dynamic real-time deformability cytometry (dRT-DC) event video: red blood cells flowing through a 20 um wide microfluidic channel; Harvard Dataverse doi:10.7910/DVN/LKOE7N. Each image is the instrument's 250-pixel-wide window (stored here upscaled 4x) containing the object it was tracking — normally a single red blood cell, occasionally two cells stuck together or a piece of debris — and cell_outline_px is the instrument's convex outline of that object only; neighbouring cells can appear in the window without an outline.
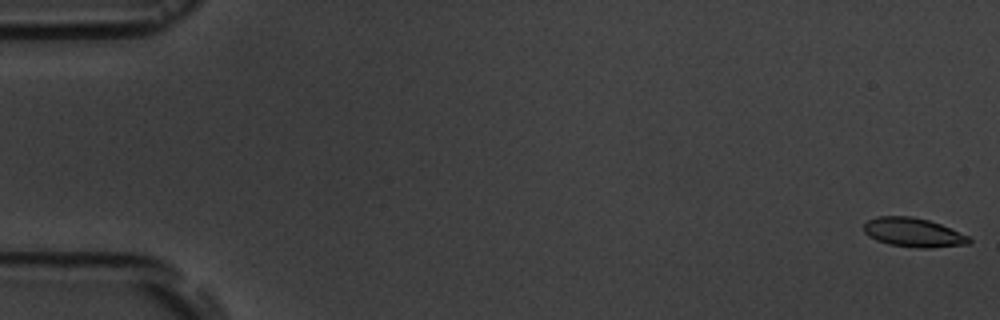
{"species": "common noctule bat (a hibernating species)", "species_latin": "Nyctalus noctula", "temperature_condition": "room temperature", "stored_images_in_passage": 16, "camera_frame_rate_fps": 3000, "um_per_image_px": 0.085, "animal": {"sex": "male", "body_mass_g": 19.5, "forearm_length_mm": 54.6}, "frame": {"image": 1, "passage_image": 1, "time_ms": 0.0, "image_size_px": [1000, 320], "cell_outline_px": [[972, 240], [968, 244], [928, 248], [920, 248], [888, 244], [876, 240], [868, 236], [864, 232], [864, 224], [868, 220], [876, 216], [912, 216], [928, 220], [940, 224], [968, 236]], "centroid_in_image_um": [77.6, 19.76], "position_along_channel_um": 7.4, "area_um2": 17.74}}
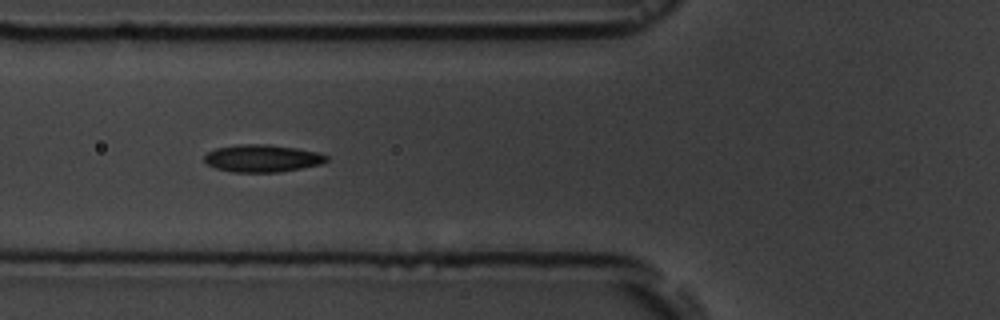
{"frame": {"image": 2, "passage_image": 7, "time_ms": 6.667, "image_size_px": [1000, 320], "cell_outline_px": [[328, 160], [320, 164], [280, 172], [232, 172], [216, 168], [208, 164], [204, 160], [204, 156], [208, 152], [216, 148], [240, 144], [268, 144], [296, 148], [316, 152], [328, 156]], "centroid_in_image_um": [22.28, 13.45], "position_along_channel_um": 103.5, "area_um2": 19.36}}
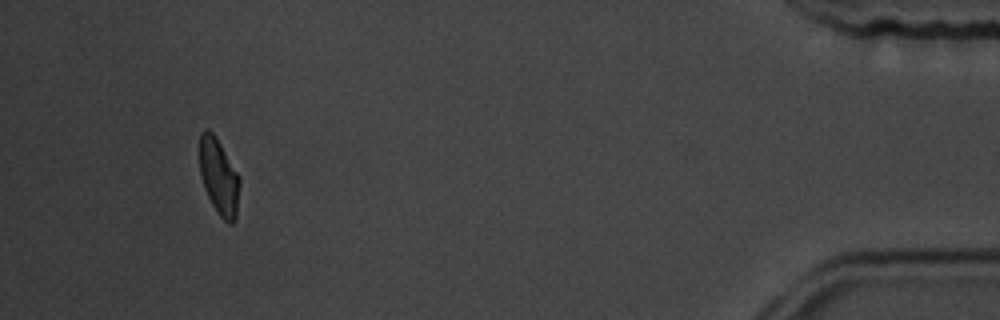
{"frame": {"image": 3, "passage_image": 16, "time_ms": 17.0, "image_size_px": [1000, 320], "cell_outline_px": [[240, 184], [236, 220], [232, 224], [228, 224], [220, 216], [212, 204], [204, 188], [200, 176], [200, 132], [208, 128], [216, 136], [240, 176]], "centroid_in_image_um": [18.62, 15.03], "position_along_channel_um": 416.6, "area_um2": 17.98}, "authors_computed_cell_mechanics": {"area_um2": 18.3515, "velocity_mm_per_s": 3.7116, "shape_relaxation_time_tau1_ms": null, "shape_relaxation_time_tau2_ms": 3.9919, "deformation_change_tau1": null, "deformation_change_tau2": 0.0763}}